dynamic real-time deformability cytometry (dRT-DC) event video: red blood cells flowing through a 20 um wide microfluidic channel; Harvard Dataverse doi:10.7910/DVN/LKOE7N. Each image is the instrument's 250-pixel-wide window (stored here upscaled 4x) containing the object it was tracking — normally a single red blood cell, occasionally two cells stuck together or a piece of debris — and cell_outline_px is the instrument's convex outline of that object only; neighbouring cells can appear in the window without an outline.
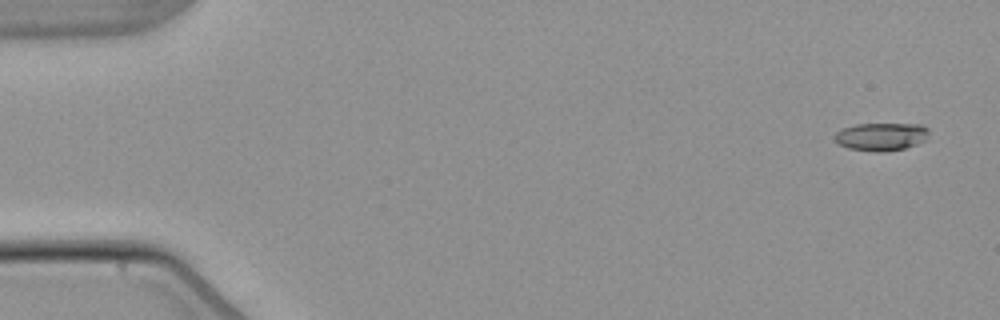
{"species": "common noctule bat (a hibernating species)", "species_latin": "Nyctalus noctula", "temperature_condition": "warm", "stored_images_in_passage": 4, "camera_frame_rate_fps": 3000, "um_per_image_px": 0.085, "animal": {"sex": "male", "body_mass_g": 21.5, "forearm_length_mm": 52.0}, "frame": {"image": 1, "passage_image": 1, "time_ms": 0.0, "image_size_px": [1000, 320], "cell_outline_px": [[928, 140], [904, 148], [884, 152], [872, 152], [848, 148], [840, 144], [832, 136], [840, 128], [856, 124], [920, 124], [928, 128]], "centroid_in_image_um": [74.9, 11.61], "position_along_channel_um": 10.1, "area_um2": 15.55}}
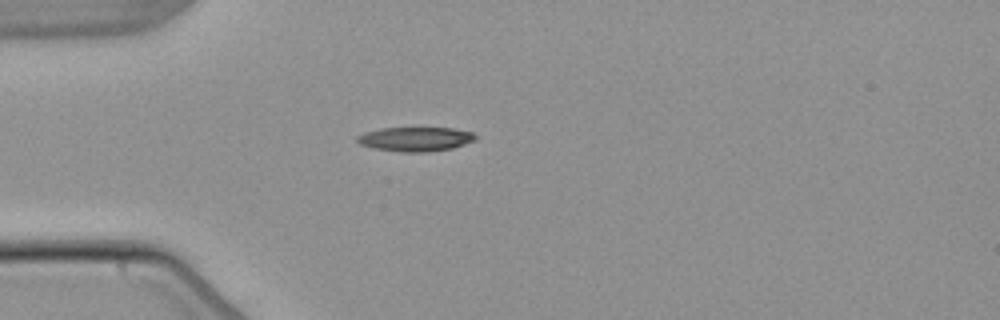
{"frame": {"image": 2, "passage_image": 4, "time_ms": 4.333, "image_size_px": [1000, 320], "cell_outline_px": [[476, 140], [452, 148], [424, 152], [400, 152], [372, 148], [360, 144], [356, 140], [356, 136], [364, 132], [380, 128], [452, 128], [472, 132], [476, 136]], "centroid_in_image_um": [35.27, 11.82], "position_along_channel_um": 49.7, "area_um2": 16.76}}